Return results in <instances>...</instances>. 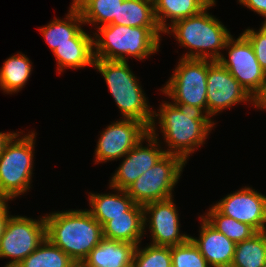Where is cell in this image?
Wrapping results in <instances>:
<instances>
[{
	"label": "cell",
	"instance_id": "3957f363",
	"mask_svg": "<svg viewBox=\"0 0 266 267\" xmlns=\"http://www.w3.org/2000/svg\"><path fill=\"white\" fill-rule=\"evenodd\" d=\"M97 28L98 34H93L95 59L118 61H127L128 56L142 60L155 54L163 33L159 27L107 24Z\"/></svg>",
	"mask_w": 266,
	"mask_h": 267
},
{
	"label": "cell",
	"instance_id": "d4e9b609",
	"mask_svg": "<svg viewBox=\"0 0 266 267\" xmlns=\"http://www.w3.org/2000/svg\"><path fill=\"white\" fill-rule=\"evenodd\" d=\"M118 25L131 27H159L152 0H124L119 4Z\"/></svg>",
	"mask_w": 266,
	"mask_h": 267
},
{
	"label": "cell",
	"instance_id": "8992f818",
	"mask_svg": "<svg viewBox=\"0 0 266 267\" xmlns=\"http://www.w3.org/2000/svg\"><path fill=\"white\" fill-rule=\"evenodd\" d=\"M16 132L0 154V200L10 201L31 187L36 134Z\"/></svg>",
	"mask_w": 266,
	"mask_h": 267
},
{
	"label": "cell",
	"instance_id": "4316f807",
	"mask_svg": "<svg viewBox=\"0 0 266 267\" xmlns=\"http://www.w3.org/2000/svg\"><path fill=\"white\" fill-rule=\"evenodd\" d=\"M75 261L47 238L16 267H71Z\"/></svg>",
	"mask_w": 266,
	"mask_h": 267
},
{
	"label": "cell",
	"instance_id": "277c9868",
	"mask_svg": "<svg viewBox=\"0 0 266 267\" xmlns=\"http://www.w3.org/2000/svg\"><path fill=\"white\" fill-rule=\"evenodd\" d=\"M215 1L200 13L174 22L164 31V34L172 32L181 46L190 48L182 58L217 61L221 57L220 50L225 48L232 35L218 19L207 12L208 8L216 4Z\"/></svg>",
	"mask_w": 266,
	"mask_h": 267
},
{
	"label": "cell",
	"instance_id": "ac0fdd59",
	"mask_svg": "<svg viewBox=\"0 0 266 267\" xmlns=\"http://www.w3.org/2000/svg\"><path fill=\"white\" fill-rule=\"evenodd\" d=\"M136 245L103 238L83 262L89 267H127L133 265Z\"/></svg>",
	"mask_w": 266,
	"mask_h": 267
},
{
	"label": "cell",
	"instance_id": "cb8c5ba5",
	"mask_svg": "<svg viewBox=\"0 0 266 267\" xmlns=\"http://www.w3.org/2000/svg\"><path fill=\"white\" fill-rule=\"evenodd\" d=\"M32 71V64L26 55L17 53L9 57L0 69V89L7 94L19 92L25 86Z\"/></svg>",
	"mask_w": 266,
	"mask_h": 267
},
{
	"label": "cell",
	"instance_id": "d6986e66",
	"mask_svg": "<svg viewBox=\"0 0 266 267\" xmlns=\"http://www.w3.org/2000/svg\"><path fill=\"white\" fill-rule=\"evenodd\" d=\"M57 61L58 73L65 68L78 69L94 66L93 37L83 29L72 39V43L58 46L53 51Z\"/></svg>",
	"mask_w": 266,
	"mask_h": 267
},
{
	"label": "cell",
	"instance_id": "d6a6232c",
	"mask_svg": "<svg viewBox=\"0 0 266 267\" xmlns=\"http://www.w3.org/2000/svg\"><path fill=\"white\" fill-rule=\"evenodd\" d=\"M7 200H0V239L2 238L6 223L11 215H9Z\"/></svg>",
	"mask_w": 266,
	"mask_h": 267
},
{
	"label": "cell",
	"instance_id": "2e32d148",
	"mask_svg": "<svg viewBox=\"0 0 266 267\" xmlns=\"http://www.w3.org/2000/svg\"><path fill=\"white\" fill-rule=\"evenodd\" d=\"M199 238L190 236L210 266H229L233 262L236 244L214 229L202 216Z\"/></svg>",
	"mask_w": 266,
	"mask_h": 267
},
{
	"label": "cell",
	"instance_id": "8fae6325",
	"mask_svg": "<svg viewBox=\"0 0 266 267\" xmlns=\"http://www.w3.org/2000/svg\"><path fill=\"white\" fill-rule=\"evenodd\" d=\"M149 133V128L138 120L122 119L107 126L95 149V163L124 158Z\"/></svg>",
	"mask_w": 266,
	"mask_h": 267
},
{
	"label": "cell",
	"instance_id": "44dd1931",
	"mask_svg": "<svg viewBox=\"0 0 266 267\" xmlns=\"http://www.w3.org/2000/svg\"><path fill=\"white\" fill-rule=\"evenodd\" d=\"M213 0H154V15L156 22L164 31L174 22L200 13ZM167 19L171 20L168 25Z\"/></svg>",
	"mask_w": 266,
	"mask_h": 267
},
{
	"label": "cell",
	"instance_id": "52a82bcc",
	"mask_svg": "<svg viewBox=\"0 0 266 267\" xmlns=\"http://www.w3.org/2000/svg\"><path fill=\"white\" fill-rule=\"evenodd\" d=\"M185 163L180 156L165 153L126 189L129 197L142 206L172 198V190L178 183Z\"/></svg>",
	"mask_w": 266,
	"mask_h": 267
},
{
	"label": "cell",
	"instance_id": "5b68a950",
	"mask_svg": "<svg viewBox=\"0 0 266 267\" xmlns=\"http://www.w3.org/2000/svg\"><path fill=\"white\" fill-rule=\"evenodd\" d=\"M93 67L104 77L123 119L138 120L149 128L154 111L150 109L145 93L130 70L128 61L95 59Z\"/></svg>",
	"mask_w": 266,
	"mask_h": 267
},
{
	"label": "cell",
	"instance_id": "7402d4cb",
	"mask_svg": "<svg viewBox=\"0 0 266 267\" xmlns=\"http://www.w3.org/2000/svg\"><path fill=\"white\" fill-rule=\"evenodd\" d=\"M66 20L54 19L45 27L39 28L52 52L61 45L72 43V39L82 30V20L79 10L71 3Z\"/></svg>",
	"mask_w": 266,
	"mask_h": 267
},
{
	"label": "cell",
	"instance_id": "4fadbf2b",
	"mask_svg": "<svg viewBox=\"0 0 266 267\" xmlns=\"http://www.w3.org/2000/svg\"><path fill=\"white\" fill-rule=\"evenodd\" d=\"M206 96L210 117L239 102L249 101L256 107V101L218 61L208 60Z\"/></svg>",
	"mask_w": 266,
	"mask_h": 267
},
{
	"label": "cell",
	"instance_id": "8d00e7d4",
	"mask_svg": "<svg viewBox=\"0 0 266 267\" xmlns=\"http://www.w3.org/2000/svg\"><path fill=\"white\" fill-rule=\"evenodd\" d=\"M210 267H232V266L229 265V266H210Z\"/></svg>",
	"mask_w": 266,
	"mask_h": 267
},
{
	"label": "cell",
	"instance_id": "f1b7e54d",
	"mask_svg": "<svg viewBox=\"0 0 266 267\" xmlns=\"http://www.w3.org/2000/svg\"><path fill=\"white\" fill-rule=\"evenodd\" d=\"M139 246L134 253L135 267H172L171 246L150 244L143 249Z\"/></svg>",
	"mask_w": 266,
	"mask_h": 267
},
{
	"label": "cell",
	"instance_id": "603a6c76",
	"mask_svg": "<svg viewBox=\"0 0 266 267\" xmlns=\"http://www.w3.org/2000/svg\"><path fill=\"white\" fill-rule=\"evenodd\" d=\"M84 24L118 25L119 4L124 0H72Z\"/></svg>",
	"mask_w": 266,
	"mask_h": 267
},
{
	"label": "cell",
	"instance_id": "f546056e",
	"mask_svg": "<svg viewBox=\"0 0 266 267\" xmlns=\"http://www.w3.org/2000/svg\"><path fill=\"white\" fill-rule=\"evenodd\" d=\"M171 261L172 267H210L190 238L185 243L171 246Z\"/></svg>",
	"mask_w": 266,
	"mask_h": 267
},
{
	"label": "cell",
	"instance_id": "7a4b0ae2",
	"mask_svg": "<svg viewBox=\"0 0 266 267\" xmlns=\"http://www.w3.org/2000/svg\"><path fill=\"white\" fill-rule=\"evenodd\" d=\"M46 238L70 256L82 262L103 239L102 226L88 210H66L45 215Z\"/></svg>",
	"mask_w": 266,
	"mask_h": 267
},
{
	"label": "cell",
	"instance_id": "e0dca14e",
	"mask_svg": "<svg viewBox=\"0 0 266 267\" xmlns=\"http://www.w3.org/2000/svg\"><path fill=\"white\" fill-rule=\"evenodd\" d=\"M143 206L133 204L127 215H118L102 226L103 238L138 246L144 235Z\"/></svg>",
	"mask_w": 266,
	"mask_h": 267
},
{
	"label": "cell",
	"instance_id": "9c48e42d",
	"mask_svg": "<svg viewBox=\"0 0 266 267\" xmlns=\"http://www.w3.org/2000/svg\"><path fill=\"white\" fill-rule=\"evenodd\" d=\"M225 49L228 59L222 54L217 60L240 83L257 102L266 90V72L261 68L249 40L243 35L237 39L231 36Z\"/></svg>",
	"mask_w": 266,
	"mask_h": 267
},
{
	"label": "cell",
	"instance_id": "e575fe53",
	"mask_svg": "<svg viewBox=\"0 0 266 267\" xmlns=\"http://www.w3.org/2000/svg\"><path fill=\"white\" fill-rule=\"evenodd\" d=\"M259 109H266V90L264 92V94L257 100L256 102V108Z\"/></svg>",
	"mask_w": 266,
	"mask_h": 267
},
{
	"label": "cell",
	"instance_id": "83f0119b",
	"mask_svg": "<svg viewBox=\"0 0 266 267\" xmlns=\"http://www.w3.org/2000/svg\"><path fill=\"white\" fill-rule=\"evenodd\" d=\"M202 217L214 229L223 233L235 244L245 241L257 233V231L250 225L221 214L214 206H211L205 216Z\"/></svg>",
	"mask_w": 266,
	"mask_h": 267
},
{
	"label": "cell",
	"instance_id": "1f68e13d",
	"mask_svg": "<svg viewBox=\"0 0 266 267\" xmlns=\"http://www.w3.org/2000/svg\"><path fill=\"white\" fill-rule=\"evenodd\" d=\"M240 4L264 17L266 23V0H238Z\"/></svg>",
	"mask_w": 266,
	"mask_h": 267
},
{
	"label": "cell",
	"instance_id": "836d02e7",
	"mask_svg": "<svg viewBox=\"0 0 266 267\" xmlns=\"http://www.w3.org/2000/svg\"><path fill=\"white\" fill-rule=\"evenodd\" d=\"M15 134V132H0V154L3 152L4 146L10 140V138Z\"/></svg>",
	"mask_w": 266,
	"mask_h": 267
},
{
	"label": "cell",
	"instance_id": "9a60e30c",
	"mask_svg": "<svg viewBox=\"0 0 266 267\" xmlns=\"http://www.w3.org/2000/svg\"><path fill=\"white\" fill-rule=\"evenodd\" d=\"M214 207L223 215L246 223L257 232L266 231V196L250 187L228 194Z\"/></svg>",
	"mask_w": 266,
	"mask_h": 267
},
{
	"label": "cell",
	"instance_id": "6da1fadb",
	"mask_svg": "<svg viewBox=\"0 0 266 267\" xmlns=\"http://www.w3.org/2000/svg\"><path fill=\"white\" fill-rule=\"evenodd\" d=\"M159 110L157 113L154 111L152 123H156L158 117L162 136L168 146L165 153L180 156L187 163L190 154L206 141L215 122L202 108L188 104L164 101Z\"/></svg>",
	"mask_w": 266,
	"mask_h": 267
},
{
	"label": "cell",
	"instance_id": "7c38bea8",
	"mask_svg": "<svg viewBox=\"0 0 266 267\" xmlns=\"http://www.w3.org/2000/svg\"><path fill=\"white\" fill-rule=\"evenodd\" d=\"M155 126V123H151L148 135L124 156L120 167L111 177L109 184L111 189L126 190L165 154V150L161 149L158 142ZM145 140L148 146L144 147L142 143Z\"/></svg>",
	"mask_w": 266,
	"mask_h": 267
},
{
	"label": "cell",
	"instance_id": "d590c367",
	"mask_svg": "<svg viewBox=\"0 0 266 267\" xmlns=\"http://www.w3.org/2000/svg\"><path fill=\"white\" fill-rule=\"evenodd\" d=\"M71 267H89L83 261L82 262H74Z\"/></svg>",
	"mask_w": 266,
	"mask_h": 267
},
{
	"label": "cell",
	"instance_id": "5bb4252c",
	"mask_svg": "<svg viewBox=\"0 0 266 267\" xmlns=\"http://www.w3.org/2000/svg\"><path fill=\"white\" fill-rule=\"evenodd\" d=\"M173 200L172 197L143 206L144 232L147 227L146 222H148L152 237L150 244L176 246L185 243L190 238L187 234H180L179 213Z\"/></svg>",
	"mask_w": 266,
	"mask_h": 267
},
{
	"label": "cell",
	"instance_id": "30bf717a",
	"mask_svg": "<svg viewBox=\"0 0 266 267\" xmlns=\"http://www.w3.org/2000/svg\"><path fill=\"white\" fill-rule=\"evenodd\" d=\"M45 239V216L36 220L11 215L0 239V258H11L4 267H16Z\"/></svg>",
	"mask_w": 266,
	"mask_h": 267
},
{
	"label": "cell",
	"instance_id": "ba28073f",
	"mask_svg": "<svg viewBox=\"0 0 266 267\" xmlns=\"http://www.w3.org/2000/svg\"><path fill=\"white\" fill-rule=\"evenodd\" d=\"M161 91L173 104H188L207 113L208 59L181 58Z\"/></svg>",
	"mask_w": 266,
	"mask_h": 267
},
{
	"label": "cell",
	"instance_id": "ffe728a7",
	"mask_svg": "<svg viewBox=\"0 0 266 267\" xmlns=\"http://www.w3.org/2000/svg\"><path fill=\"white\" fill-rule=\"evenodd\" d=\"M117 194L89 193V213L103 226L118 215H127V210L134 204L126 190L114 189Z\"/></svg>",
	"mask_w": 266,
	"mask_h": 267
},
{
	"label": "cell",
	"instance_id": "4dcf8cb0",
	"mask_svg": "<svg viewBox=\"0 0 266 267\" xmlns=\"http://www.w3.org/2000/svg\"><path fill=\"white\" fill-rule=\"evenodd\" d=\"M251 43L257 61L261 68L266 72V23L263 22L258 31L246 29L242 33Z\"/></svg>",
	"mask_w": 266,
	"mask_h": 267
},
{
	"label": "cell",
	"instance_id": "484cf974",
	"mask_svg": "<svg viewBox=\"0 0 266 267\" xmlns=\"http://www.w3.org/2000/svg\"><path fill=\"white\" fill-rule=\"evenodd\" d=\"M265 263L266 231L236 244L232 267H263Z\"/></svg>",
	"mask_w": 266,
	"mask_h": 267
}]
</instances>
